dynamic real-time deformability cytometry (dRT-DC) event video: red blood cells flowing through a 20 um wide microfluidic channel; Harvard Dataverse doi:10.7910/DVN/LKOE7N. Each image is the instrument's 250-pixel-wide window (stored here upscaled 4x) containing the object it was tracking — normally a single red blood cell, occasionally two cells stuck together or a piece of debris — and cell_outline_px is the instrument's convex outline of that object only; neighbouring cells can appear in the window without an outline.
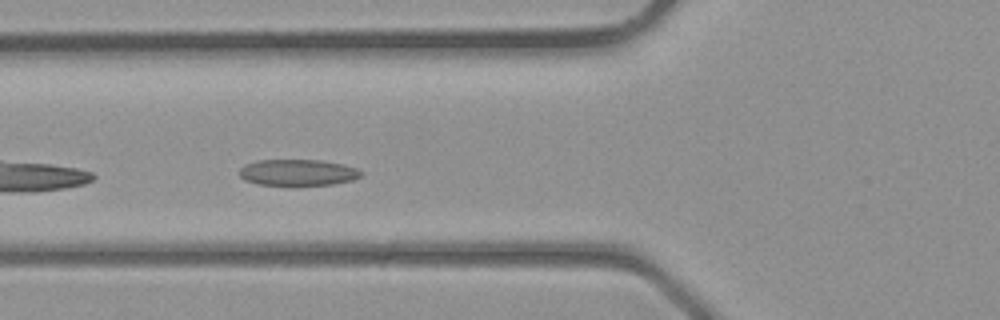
{"species": "common noctule bat (a hibernating species)", "species_latin": "Nyctalus noctula", "temperature_condition": "room temperature", "stored_images_in_passage": 20, "camera_frame_rate_fps": 3000, "um_per_image_px": 0.085, "animal": {"sex": "male", "body_mass_g": 23.1, "forearm_length_mm": 52.7}, "frame": {"image": 1, "passage_image": 3, "time_ms": 0.667, "image_size_px": [1000, 320], "cell_outline_px": [[364, 172], [360, 176], [352, 180], [332, 184], [292, 188], [288, 188], [256, 184], [244, 180], [240, 176], [240, 168], [244, 164], [256, 160], [320, 160], [344, 164], [356, 168]], "centroid_in_image_um": [25.28, 14.71], "position_along_channel_um": 100.5, "area_um2": 19.59}}
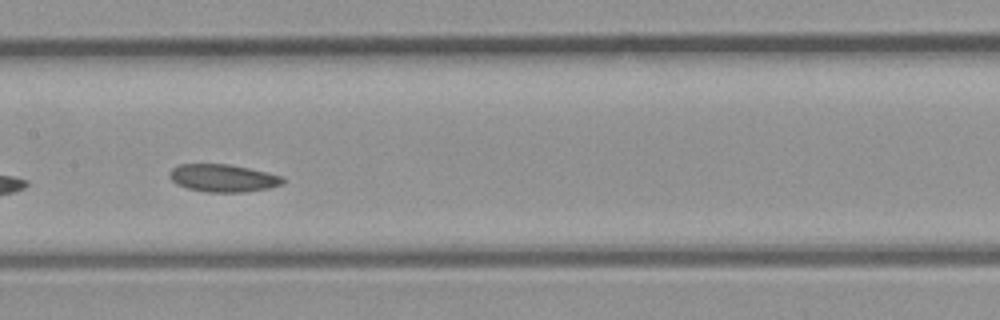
{"frame": {"image": 2, "passage_image": 8, "time_ms": 2.333, "image_size_px": [1000, 320], "cell_outline_px": [[284, 184], [268, 188], [244, 192], [204, 192], [188, 188], [176, 184], [168, 176], [168, 172], [172, 168], [180, 164], [228, 164], [268, 172], [284, 176]], "centroid_in_image_um": [18.96, 15.13], "position_along_channel_um": 188.4, "area_um2": 18.38}}
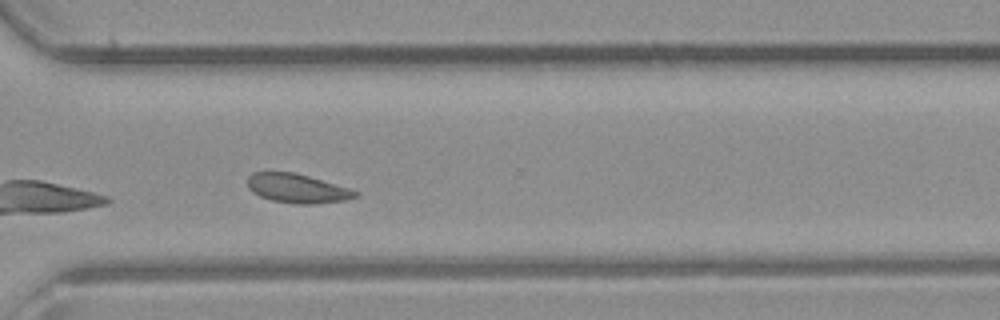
{"frame": {"image": 3, "passage_image": 17, "time_ms": 5.333, "image_size_px": [1000, 320], "cell_outline_px": [[360, 192], [356, 196], [344, 200], [316, 204], [296, 204], [272, 200], [260, 196], [252, 192], [248, 188], [248, 176], [252, 172], [296, 172], [348, 188]], "centroid_in_image_um": [25.24, 16.01], "position_along_channel_um": 345.4, "area_um2": 18.21}}